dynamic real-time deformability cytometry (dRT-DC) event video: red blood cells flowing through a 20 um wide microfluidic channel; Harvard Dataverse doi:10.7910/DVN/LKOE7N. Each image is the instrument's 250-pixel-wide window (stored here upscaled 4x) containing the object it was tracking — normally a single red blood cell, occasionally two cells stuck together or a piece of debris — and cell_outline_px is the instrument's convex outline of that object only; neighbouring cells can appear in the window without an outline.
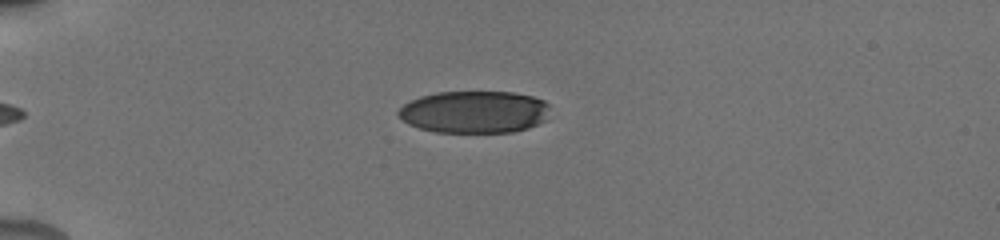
{"species": "human", "species_latin": "Homo sapiens", "temperature_condition": "cold", "stored_images_in_passage": 13, "camera_frame_rate_fps": 3000, "um_per_image_px": 0.085, "donor": {"sex": "male"}, "frame": {"image": 1, "passage_image": 3, "time_ms": 1.333, "image_size_px": [1000, 240], "cell_outline_px": [[548, 120], [528, 128], [512, 132], [436, 132], [420, 128], [408, 124], [396, 112], [404, 104], [420, 96], [436, 92], [512, 92], [532, 96], [544, 100], [548, 104]], "centroid_in_image_um": [40.35, 9.51], "position_along_channel_um": 44.7, "area_um2": 37.4}}